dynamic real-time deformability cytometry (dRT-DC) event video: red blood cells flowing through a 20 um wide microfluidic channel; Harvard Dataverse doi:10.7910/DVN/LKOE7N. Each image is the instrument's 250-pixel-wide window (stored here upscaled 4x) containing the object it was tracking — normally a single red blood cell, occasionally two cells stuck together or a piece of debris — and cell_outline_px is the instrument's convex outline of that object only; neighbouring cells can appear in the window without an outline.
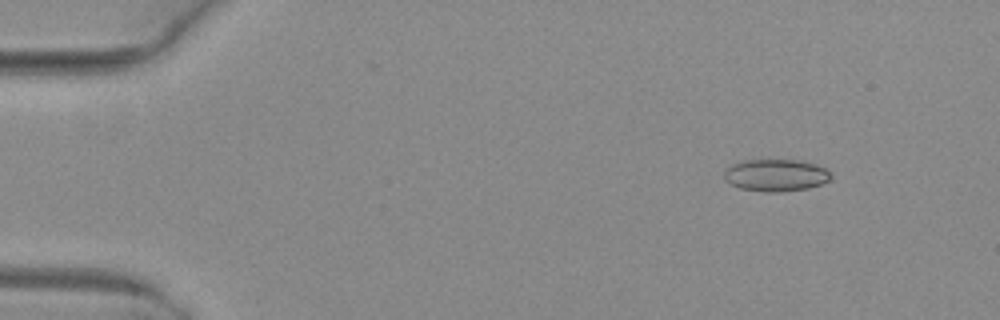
{"species": "common noctule bat (a hibernating species)", "species_latin": "Nyctalus noctula", "temperature_condition": "warm", "stored_images_in_passage": 4, "camera_frame_rate_fps": 3000, "um_per_image_px": 0.085, "animal": {"sex": "female", "body_mass_g": 29.2, "forearm_length_mm": 56.3}, "frame": {"image": 1, "passage_image": 2, "time_ms": 0.333, "image_size_px": [1000, 320], "cell_outline_px": [[832, 176], [828, 180], [820, 184], [808, 188], [776, 192], [764, 192], [740, 188], [724, 180], [724, 172], [732, 164], [744, 160], [804, 160], [816, 164], [824, 168]], "centroid_in_image_um": [65.93, 14.88], "position_along_channel_um": 19.1, "area_um2": 19.88}}
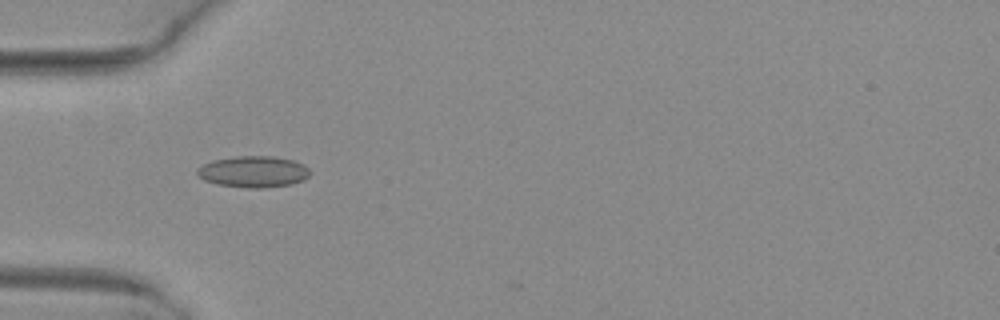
{"frame": {"image": 2, "passage_image": 4, "time_ms": 1.0, "image_size_px": [1000, 320], "cell_outline_px": [[312, 172], [304, 180], [292, 184], [264, 188], [248, 188], [216, 184], [204, 180], [196, 172], [196, 168], [212, 160], [236, 156], [272, 156], [292, 160], [304, 164]], "centroid_in_image_um": [21.55, 14.6], "position_along_channel_um": 63.4, "area_um2": 20.75}}